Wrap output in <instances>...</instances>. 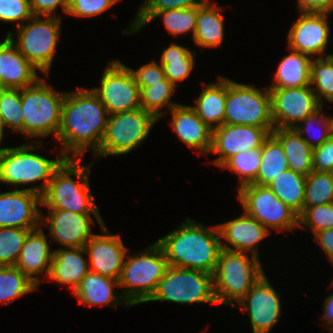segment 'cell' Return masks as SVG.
<instances>
[{"label": "cell", "instance_id": "obj_1", "mask_svg": "<svg viewBox=\"0 0 333 333\" xmlns=\"http://www.w3.org/2000/svg\"><path fill=\"white\" fill-rule=\"evenodd\" d=\"M109 113L92 89L66 92L61 108V124L56 140L67 159H82L85 151L93 155L103 139ZM72 154V155H71Z\"/></svg>", "mask_w": 333, "mask_h": 333}, {"label": "cell", "instance_id": "obj_2", "mask_svg": "<svg viewBox=\"0 0 333 333\" xmlns=\"http://www.w3.org/2000/svg\"><path fill=\"white\" fill-rule=\"evenodd\" d=\"M185 220L156 242L163 249L169 266L213 274L222 250L218 226L208 228L190 218Z\"/></svg>", "mask_w": 333, "mask_h": 333}, {"label": "cell", "instance_id": "obj_3", "mask_svg": "<svg viewBox=\"0 0 333 333\" xmlns=\"http://www.w3.org/2000/svg\"><path fill=\"white\" fill-rule=\"evenodd\" d=\"M81 159H66L54 172L42 195V206L48 209L69 210L78 214H93L102 227L105 223L93 199L89 175L92 162L82 165ZM76 177L77 181L72 179Z\"/></svg>", "mask_w": 333, "mask_h": 333}, {"label": "cell", "instance_id": "obj_4", "mask_svg": "<svg viewBox=\"0 0 333 333\" xmlns=\"http://www.w3.org/2000/svg\"><path fill=\"white\" fill-rule=\"evenodd\" d=\"M16 146L0 147V182L13 185L18 189L19 185L36 184L43 180L41 185L25 188L27 190L43 195L52 179L54 172L67 159L62 154L56 159H47L42 155L34 153L42 148L39 139Z\"/></svg>", "mask_w": 333, "mask_h": 333}, {"label": "cell", "instance_id": "obj_5", "mask_svg": "<svg viewBox=\"0 0 333 333\" xmlns=\"http://www.w3.org/2000/svg\"><path fill=\"white\" fill-rule=\"evenodd\" d=\"M168 267L163 249L157 242L132 256L126 254L118 283L129 305L148 302Z\"/></svg>", "mask_w": 333, "mask_h": 333}, {"label": "cell", "instance_id": "obj_6", "mask_svg": "<svg viewBox=\"0 0 333 333\" xmlns=\"http://www.w3.org/2000/svg\"><path fill=\"white\" fill-rule=\"evenodd\" d=\"M222 249L213 273L218 304L235 306L264 275L258 257ZM251 258V259H250Z\"/></svg>", "mask_w": 333, "mask_h": 333}, {"label": "cell", "instance_id": "obj_7", "mask_svg": "<svg viewBox=\"0 0 333 333\" xmlns=\"http://www.w3.org/2000/svg\"><path fill=\"white\" fill-rule=\"evenodd\" d=\"M66 92L53 90L40 78L36 83L21 89L23 110V136H57L61 124V108Z\"/></svg>", "mask_w": 333, "mask_h": 333}, {"label": "cell", "instance_id": "obj_8", "mask_svg": "<svg viewBox=\"0 0 333 333\" xmlns=\"http://www.w3.org/2000/svg\"><path fill=\"white\" fill-rule=\"evenodd\" d=\"M28 21L16 27V41L11 31L6 36L36 69L48 76L61 32V17L33 16Z\"/></svg>", "mask_w": 333, "mask_h": 333}, {"label": "cell", "instance_id": "obj_9", "mask_svg": "<svg viewBox=\"0 0 333 333\" xmlns=\"http://www.w3.org/2000/svg\"><path fill=\"white\" fill-rule=\"evenodd\" d=\"M158 119L142 108L109 115L96 157L126 155L148 138Z\"/></svg>", "mask_w": 333, "mask_h": 333}, {"label": "cell", "instance_id": "obj_10", "mask_svg": "<svg viewBox=\"0 0 333 333\" xmlns=\"http://www.w3.org/2000/svg\"><path fill=\"white\" fill-rule=\"evenodd\" d=\"M224 124L275 129L270 90L262 91L252 84L237 83L227 78Z\"/></svg>", "mask_w": 333, "mask_h": 333}, {"label": "cell", "instance_id": "obj_11", "mask_svg": "<svg viewBox=\"0 0 333 333\" xmlns=\"http://www.w3.org/2000/svg\"><path fill=\"white\" fill-rule=\"evenodd\" d=\"M151 301L218 304L214 293L213 274L169 266L148 302Z\"/></svg>", "mask_w": 333, "mask_h": 333}, {"label": "cell", "instance_id": "obj_12", "mask_svg": "<svg viewBox=\"0 0 333 333\" xmlns=\"http://www.w3.org/2000/svg\"><path fill=\"white\" fill-rule=\"evenodd\" d=\"M238 200L244 212L270 228L291 230L298 227V214L284 204L268 186L247 184L237 189Z\"/></svg>", "mask_w": 333, "mask_h": 333}, {"label": "cell", "instance_id": "obj_13", "mask_svg": "<svg viewBox=\"0 0 333 333\" xmlns=\"http://www.w3.org/2000/svg\"><path fill=\"white\" fill-rule=\"evenodd\" d=\"M109 115L141 108L140 88L131 68L119 60L111 61L104 69L100 87L92 88Z\"/></svg>", "mask_w": 333, "mask_h": 333}, {"label": "cell", "instance_id": "obj_14", "mask_svg": "<svg viewBox=\"0 0 333 333\" xmlns=\"http://www.w3.org/2000/svg\"><path fill=\"white\" fill-rule=\"evenodd\" d=\"M268 89L275 128H294L322 107L311 85Z\"/></svg>", "mask_w": 333, "mask_h": 333}, {"label": "cell", "instance_id": "obj_15", "mask_svg": "<svg viewBox=\"0 0 333 333\" xmlns=\"http://www.w3.org/2000/svg\"><path fill=\"white\" fill-rule=\"evenodd\" d=\"M280 294L264 274L234 306L247 312L252 333H270L281 314Z\"/></svg>", "mask_w": 333, "mask_h": 333}, {"label": "cell", "instance_id": "obj_16", "mask_svg": "<svg viewBox=\"0 0 333 333\" xmlns=\"http://www.w3.org/2000/svg\"><path fill=\"white\" fill-rule=\"evenodd\" d=\"M274 129L248 125L223 124L212 130V145L209 153L219 154L212 160L221 167L229 158L242 151L260 149Z\"/></svg>", "mask_w": 333, "mask_h": 333}, {"label": "cell", "instance_id": "obj_17", "mask_svg": "<svg viewBox=\"0 0 333 333\" xmlns=\"http://www.w3.org/2000/svg\"><path fill=\"white\" fill-rule=\"evenodd\" d=\"M329 13L301 12L287 35V48L311 58L324 56L329 44Z\"/></svg>", "mask_w": 333, "mask_h": 333}, {"label": "cell", "instance_id": "obj_18", "mask_svg": "<svg viewBox=\"0 0 333 333\" xmlns=\"http://www.w3.org/2000/svg\"><path fill=\"white\" fill-rule=\"evenodd\" d=\"M103 234H94L84 245L90 271L119 280L128 249L119 234H111L104 224Z\"/></svg>", "mask_w": 333, "mask_h": 333}, {"label": "cell", "instance_id": "obj_19", "mask_svg": "<svg viewBox=\"0 0 333 333\" xmlns=\"http://www.w3.org/2000/svg\"><path fill=\"white\" fill-rule=\"evenodd\" d=\"M42 196L27 189L0 193V228L37 229L41 227ZM39 226V227H38Z\"/></svg>", "mask_w": 333, "mask_h": 333}, {"label": "cell", "instance_id": "obj_20", "mask_svg": "<svg viewBox=\"0 0 333 333\" xmlns=\"http://www.w3.org/2000/svg\"><path fill=\"white\" fill-rule=\"evenodd\" d=\"M49 215L41 213V225H47L52 240L66 248L84 247L94 235L91 214H78L69 210L48 209Z\"/></svg>", "mask_w": 333, "mask_h": 333}, {"label": "cell", "instance_id": "obj_21", "mask_svg": "<svg viewBox=\"0 0 333 333\" xmlns=\"http://www.w3.org/2000/svg\"><path fill=\"white\" fill-rule=\"evenodd\" d=\"M241 216L218 224L222 249L232 252L247 253L259 258V242L270 234V231L259 221L245 212ZM233 246V248L231 247Z\"/></svg>", "mask_w": 333, "mask_h": 333}, {"label": "cell", "instance_id": "obj_22", "mask_svg": "<svg viewBox=\"0 0 333 333\" xmlns=\"http://www.w3.org/2000/svg\"><path fill=\"white\" fill-rule=\"evenodd\" d=\"M173 132L188 147L208 155L212 145V130L188 105L178 104L171 110Z\"/></svg>", "mask_w": 333, "mask_h": 333}, {"label": "cell", "instance_id": "obj_23", "mask_svg": "<svg viewBox=\"0 0 333 333\" xmlns=\"http://www.w3.org/2000/svg\"><path fill=\"white\" fill-rule=\"evenodd\" d=\"M37 70L6 36L0 42V85L2 88L23 89L36 83Z\"/></svg>", "mask_w": 333, "mask_h": 333}, {"label": "cell", "instance_id": "obj_24", "mask_svg": "<svg viewBox=\"0 0 333 333\" xmlns=\"http://www.w3.org/2000/svg\"><path fill=\"white\" fill-rule=\"evenodd\" d=\"M53 253L42 227H39L32 230L26 237L15 266L39 286V283L44 282L45 279L34 275L43 274L48 277Z\"/></svg>", "mask_w": 333, "mask_h": 333}, {"label": "cell", "instance_id": "obj_25", "mask_svg": "<svg viewBox=\"0 0 333 333\" xmlns=\"http://www.w3.org/2000/svg\"><path fill=\"white\" fill-rule=\"evenodd\" d=\"M83 254H87L84 247L54 250L48 278L58 284L69 285L74 293L90 271Z\"/></svg>", "mask_w": 333, "mask_h": 333}, {"label": "cell", "instance_id": "obj_26", "mask_svg": "<svg viewBox=\"0 0 333 333\" xmlns=\"http://www.w3.org/2000/svg\"><path fill=\"white\" fill-rule=\"evenodd\" d=\"M114 287L119 288L117 279L102 276L98 273L89 271V273L81 280L80 285L75 290L73 295L86 306H115L125 305L130 307L129 303L120 293L114 292ZM120 302H119V301Z\"/></svg>", "mask_w": 333, "mask_h": 333}, {"label": "cell", "instance_id": "obj_27", "mask_svg": "<svg viewBox=\"0 0 333 333\" xmlns=\"http://www.w3.org/2000/svg\"><path fill=\"white\" fill-rule=\"evenodd\" d=\"M218 83H208L191 106L198 117L211 129L224 124L227 78L219 76Z\"/></svg>", "mask_w": 333, "mask_h": 333}, {"label": "cell", "instance_id": "obj_28", "mask_svg": "<svg viewBox=\"0 0 333 333\" xmlns=\"http://www.w3.org/2000/svg\"><path fill=\"white\" fill-rule=\"evenodd\" d=\"M272 134L283 146L289 169L304 176L313 171V148L294 128H275Z\"/></svg>", "mask_w": 333, "mask_h": 333}, {"label": "cell", "instance_id": "obj_29", "mask_svg": "<svg viewBox=\"0 0 333 333\" xmlns=\"http://www.w3.org/2000/svg\"><path fill=\"white\" fill-rule=\"evenodd\" d=\"M222 7L205 4L197 7L196 30L193 41L197 46L214 48L222 44L224 38V17Z\"/></svg>", "mask_w": 333, "mask_h": 333}, {"label": "cell", "instance_id": "obj_30", "mask_svg": "<svg viewBox=\"0 0 333 333\" xmlns=\"http://www.w3.org/2000/svg\"><path fill=\"white\" fill-rule=\"evenodd\" d=\"M311 57L290 51L278 64L273 84L268 88H290L310 85Z\"/></svg>", "mask_w": 333, "mask_h": 333}, {"label": "cell", "instance_id": "obj_31", "mask_svg": "<svg viewBox=\"0 0 333 333\" xmlns=\"http://www.w3.org/2000/svg\"><path fill=\"white\" fill-rule=\"evenodd\" d=\"M288 169L282 144L273 134H270L261 148V163L256 180L252 184L268 186L275 177Z\"/></svg>", "mask_w": 333, "mask_h": 333}, {"label": "cell", "instance_id": "obj_32", "mask_svg": "<svg viewBox=\"0 0 333 333\" xmlns=\"http://www.w3.org/2000/svg\"><path fill=\"white\" fill-rule=\"evenodd\" d=\"M306 176L288 169L275 177L268 187L298 215L303 211Z\"/></svg>", "mask_w": 333, "mask_h": 333}, {"label": "cell", "instance_id": "obj_33", "mask_svg": "<svg viewBox=\"0 0 333 333\" xmlns=\"http://www.w3.org/2000/svg\"><path fill=\"white\" fill-rule=\"evenodd\" d=\"M196 55V51H190L189 48L174 43L163 49L160 64L164 68L166 78L175 86L184 81L193 70Z\"/></svg>", "mask_w": 333, "mask_h": 333}, {"label": "cell", "instance_id": "obj_34", "mask_svg": "<svg viewBox=\"0 0 333 333\" xmlns=\"http://www.w3.org/2000/svg\"><path fill=\"white\" fill-rule=\"evenodd\" d=\"M176 86L168 79L149 83V86L140 89V106L143 110L153 114L158 120L167 113L162 107H169L171 110L178 105L170 101Z\"/></svg>", "mask_w": 333, "mask_h": 333}, {"label": "cell", "instance_id": "obj_35", "mask_svg": "<svg viewBox=\"0 0 333 333\" xmlns=\"http://www.w3.org/2000/svg\"><path fill=\"white\" fill-rule=\"evenodd\" d=\"M16 266H0V303L9 305L17 298L37 289Z\"/></svg>", "mask_w": 333, "mask_h": 333}, {"label": "cell", "instance_id": "obj_36", "mask_svg": "<svg viewBox=\"0 0 333 333\" xmlns=\"http://www.w3.org/2000/svg\"><path fill=\"white\" fill-rule=\"evenodd\" d=\"M210 3L209 0H144L139 7L134 21L129 26L130 31L123 30V33H136L145 25L150 23V19L157 13L169 9H182L200 7Z\"/></svg>", "mask_w": 333, "mask_h": 333}, {"label": "cell", "instance_id": "obj_37", "mask_svg": "<svg viewBox=\"0 0 333 333\" xmlns=\"http://www.w3.org/2000/svg\"><path fill=\"white\" fill-rule=\"evenodd\" d=\"M310 85L322 106L324 99L333 103V54L311 60Z\"/></svg>", "mask_w": 333, "mask_h": 333}, {"label": "cell", "instance_id": "obj_38", "mask_svg": "<svg viewBox=\"0 0 333 333\" xmlns=\"http://www.w3.org/2000/svg\"><path fill=\"white\" fill-rule=\"evenodd\" d=\"M333 203V173L312 171L306 176L304 206Z\"/></svg>", "mask_w": 333, "mask_h": 333}, {"label": "cell", "instance_id": "obj_39", "mask_svg": "<svg viewBox=\"0 0 333 333\" xmlns=\"http://www.w3.org/2000/svg\"><path fill=\"white\" fill-rule=\"evenodd\" d=\"M21 89L3 88L0 92V120L3 128L23 135Z\"/></svg>", "mask_w": 333, "mask_h": 333}, {"label": "cell", "instance_id": "obj_40", "mask_svg": "<svg viewBox=\"0 0 333 333\" xmlns=\"http://www.w3.org/2000/svg\"><path fill=\"white\" fill-rule=\"evenodd\" d=\"M260 163L261 148L237 153L229 158L221 168H228L239 176L240 183L238 188H240L247 184H252L256 180Z\"/></svg>", "mask_w": 333, "mask_h": 333}, {"label": "cell", "instance_id": "obj_41", "mask_svg": "<svg viewBox=\"0 0 333 333\" xmlns=\"http://www.w3.org/2000/svg\"><path fill=\"white\" fill-rule=\"evenodd\" d=\"M157 17L163 19V24L173 37L192 31L194 37L197 20V7L169 9L157 12L150 22ZM163 17V18H162Z\"/></svg>", "mask_w": 333, "mask_h": 333}, {"label": "cell", "instance_id": "obj_42", "mask_svg": "<svg viewBox=\"0 0 333 333\" xmlns=\"http://www.w3.org/2000/svg\"><path fill=\"white\" fill-rule=\"evenodd\" d=\"M35 229L0 228V266H15L28 234Z\"/></svg>", "mask_w": 333, "mask_h": 333}, {"label": "cell", "instance_id": "obj_43", "mask_svg": "<svg viewBox=\"0 0 333 333\" xmlns=\"http://www.w3.org/2000/svg\"><path fill=\"white\" fill-rule=\"evenodd\" d=\"M298 227H307L313 234L333 228V203L304 209L298 215Z\"/></svg>", "mask_w": 333, "mask_h": 333}, {"label": "cell", "instance_id": "obj_44", "mask_svg": "<svg viewBox=\"0 0 333 333\" xmlns=\"http://www.w3.org/2000/svg\"><path fill=\"white\" fill-rule=\"evenodd\" d=\"M323 106L317 110L314 114L307 116L302 122H300L297 126L294 127L295 131L314 149L316 147H319L322 143H324L330 136H331V130H330V120L329 115H324V112H322ZM321 127V131H318V135L312 134V128ZM316 129V128H315ZM320 130V129H319ZM320 132V133H319ZM307 134L310 136L311 134L313 136L312 139L310 137H304V134ZM317 136V138H316ZM316 138V139H315Z\"/></svg>", "mask_w": 333, "mask_h": 333}, {"label": "cell", "instance_id": "obj_45", "mask_svg": "<svg viewBox=\"0 0 333 333\" xmlns=\"http://www.w3.org/2000/svg\"><path fill=\"white\" fill-rule=\"evenodd\" d=\"M29 0H0V21L23 25L33 17Z\"/></svg>", "mask_w": 333, "mask_h": 333}, {"label": "cell", "instance_id": "obj_46", "mask_svg": "<svg viewBox=\"0 0 333 333\" xmlns=\"http://www.w3.org/2000/svg\"><path fill=\"white\" fill-rule=\"evenodd\" d=\"M119 0H69L66 15L93 17L102 14Z\"/></svg>", "mask_w": 333, "mask_h": 333}, {"label": "cell", "instance_id": "obj_47", "mask_svg": "<svg viewBox=\"0 0 333 333\" xmlns=\"http://www.w3.org/2000/svg\"><path fill=\"white\" fill-rule=\"evenodd\" d=\"M313 171L333 173V136L313 149Z\"/></svg>", "mask_w": 333, "mask_h": 333}, {"label": "cell", "instance_id": "obj_48", "mask_svg": "<svg viewBox=\"0 0 333 333\" xmlns=\"http://www.w3.org/2000/svg\"><path fill=\"white\" fill-rule=\"evenodd\" d=\"M131 72L140 89L149 86V83L163 81L166 78L163 66L155 61L144 64L137 70L131 69Z\"/></svg>", "mask_w": 333, "mask_h": 333}, {"label": "cell", "instance_id": "obj_49", "mask_svg": "<svg viewBox=\"0 0 333 333\" xmlns=\"http://www.w3.org/2000/svg\"><path fill=\"white\" fill-rule=\"evenodd\" d=\"M31 11L34 16L60 17L55 14L56 8L60 5L63 12L67 13L69 0H29Z\"/></svg>", "mask_w": 333, "mask_h": 333}, {"label": "cell", "instance_id": "obj_50", "mask_svg": "<svg viewBox=\"0 0 333 333\" xmlns=\"http://www.w3.org/2000/svg\"><path fill=\"white\" fill-rule=\"evenodd\" d=\"M300 12L329 13L333 12V0H297Z\"/></svg>", "mask_w": 333, "mask_h": 333}, {"label": "cell", "instance_id": "obj_51", "mask_svg": "<svg viewBox=\"0 0 333 333\" xmlns=\"http://www.w3.org/2000/svg\"><path fill=\"white\" fill-rule=\"evenodd\" d=\"M314 240L333 264V228L321 230L314 234Z\"/></svg>", "mask_w": 333, "mask_h": 333}, {"label": "cell", "instance_id": "obj_52", "mask_svg": "<svg viewBox=\"0 0 333 333\" xmlns=\"http://www.w3.org/2000/svg\"><path fill=\"white\" fill-rule=\"evenodd\" d=\"M323 314L322 320L329 328L328 330L333 333V293L329 294L324 300Z\"/></svg>", "mask_w": 333, "mask_h": 333}, {"label": "cell", "instance_id": "obj_53", "mask_svg": "<svg viewBox=\"0 0 333 333\" xmlns=\"http://www.w3.org/2000/svg\"><path fill=\"white\" fill-rule=\"evenodd\" d=\"M4 128L2 126L1 120H0V144L2 143L3 135H4Z\"/></svg>", "mask_w": 333, "mask_h": 333}, {"label": "cell", "instance_id": "obj_54", "mask_svg": "<svg viewBox=\"0 0 333 333\" xmlns=\"http://www.w3.org/2000/svg\"><path fill=\"white\" fill-rule=\"evenodd\" d=\"M329 120H330L331 135L333 136V116L332 115H331V117L329 116Z\"/></svg>", "mask_w": 333, "mask_h": 333}]
</instances>
